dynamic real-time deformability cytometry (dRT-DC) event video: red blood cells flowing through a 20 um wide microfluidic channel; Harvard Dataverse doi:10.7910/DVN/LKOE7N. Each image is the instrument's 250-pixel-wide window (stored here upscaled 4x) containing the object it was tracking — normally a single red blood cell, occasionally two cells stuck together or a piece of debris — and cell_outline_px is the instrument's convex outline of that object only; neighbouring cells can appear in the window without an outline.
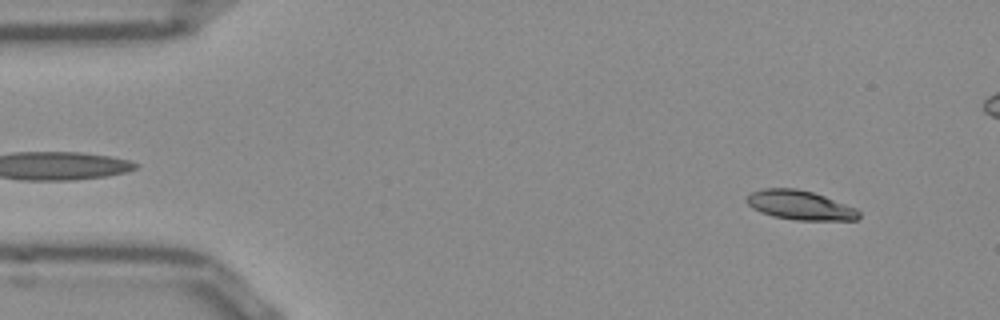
{"species": "Egyptian fruit bat (a non-hibernating species)", "species_latin": "Rousettus aegyptiacus", "temperature_condition": "room temperature", "stored_images_in_passage": 52, "camera_frame_rate_fps": 3000, "um_per_image_px": 0.085, "frame": {"image": 1, "passage_image": 4, "time_ms": 1.0, "image_size_px": [1000, 320], "cell_outline_px": [[860, 216], [856, 220], [796, 220], [772, 216], [760, 212], [752, 208], [748, 204], [748, 192], [764, 188], [796, 188], [812, 192], [824, 196], [856, 208], [860, 212]], "centroid_in_image_um": [67.99, 17.44], "position_along_channel_um": 17.0, "area_um2": 19.13}}
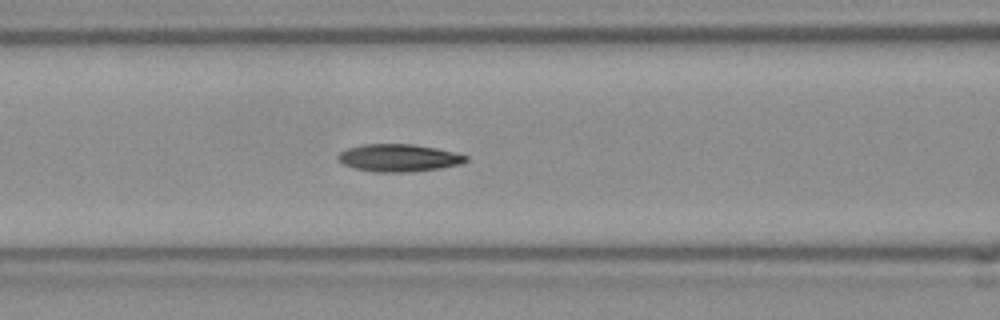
{"frame": {"image": 2, "passage_image": 20, "time_ms": 6.333, "image_size_px": [1000, 320], "cell_outline_px": [[468, 160], [460, 164], [440, 168], [408, 172], [376, 172], [352, 168], [344, 164], [336, 156], [340, 152], [348, 148], [364, 144], [412, 144], [436, 148], [468, 156]], "centroid_in_image_um": [33.87, 13.42], "position_along_channel_um": 132.7, "area_um2": 20.35}}
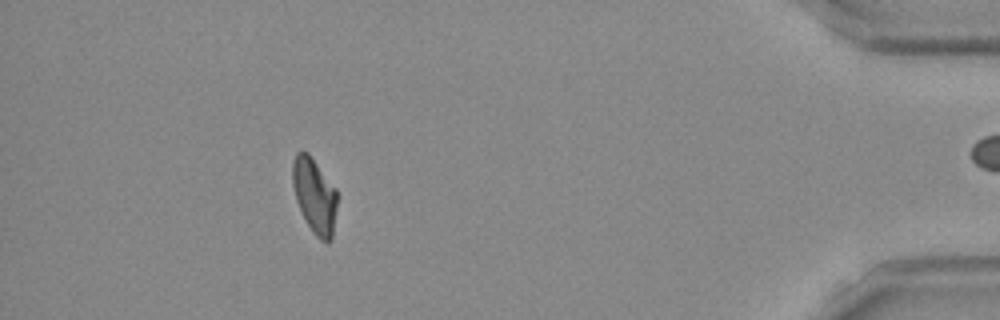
{"frame": {"image": 3, "passage_image": 46, "time_ms": 15.0, "image_size_px": [1000, 320], "cell_outline_px": [[336, 208], [332, 240], [328, 244], [324, 244], [312, 232], [296, 200], [292, 184], [292, 160], [296, 152], [308, 152], [336, 188]], "centroid_in_image_um": [26.73, 16.64], "position_along_channel_um": 408.5, "area_um2": 19.59}, "authors_computed_cell_mechanics": {"area_um2": 19.9699, "velocity_mm_per_s": 3.87, "shape_relaxation_time_tau1_ms": 6.0006, "shape_relaxation_time_tau2_ms": 7.7305, "deformation_change_tau1": 0.178, "deformation_change_tau2": 0.1306}}